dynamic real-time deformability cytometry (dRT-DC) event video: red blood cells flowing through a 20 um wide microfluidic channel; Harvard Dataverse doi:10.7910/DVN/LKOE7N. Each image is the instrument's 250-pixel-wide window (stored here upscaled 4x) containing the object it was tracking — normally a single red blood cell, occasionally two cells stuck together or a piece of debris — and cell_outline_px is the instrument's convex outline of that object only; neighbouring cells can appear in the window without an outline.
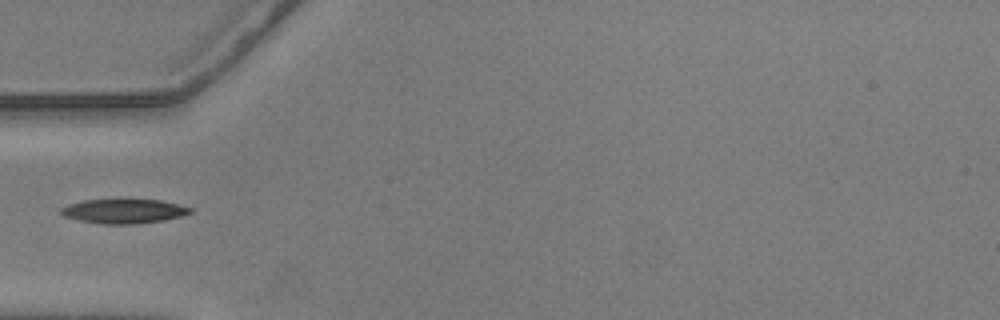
{"species": "common noctule bat (a hibernating species)", "species_latin": "Nyctalus noctula", "temperature_condition": "warm", "stored_images_in_passage": 12, "camera_frame_rate_fps": 3000, "um_per_image_px": 0.085, "animal": {"sex": "male", "body_mass_g": 20.5, "forearm_length_mm": 52.5}, "frame": {"image": 1, "passage_image": 1, "time_ms": 0.0, "image_size_px": [1000, 320], "cell_outline_px": [[192, 212], [180, 216], [164, 220], [136, 224], [100, 224], [80, 220], [64, 216], [60, 212], [60, 208], [68, 204], [84, 200], [116, 196], [120, 196], [160, 200], [192, 208]], "centroid_in_image_um": [10.48, 17.89], "position_along_channel_um": 74.5, "area_um2": 19.31}}